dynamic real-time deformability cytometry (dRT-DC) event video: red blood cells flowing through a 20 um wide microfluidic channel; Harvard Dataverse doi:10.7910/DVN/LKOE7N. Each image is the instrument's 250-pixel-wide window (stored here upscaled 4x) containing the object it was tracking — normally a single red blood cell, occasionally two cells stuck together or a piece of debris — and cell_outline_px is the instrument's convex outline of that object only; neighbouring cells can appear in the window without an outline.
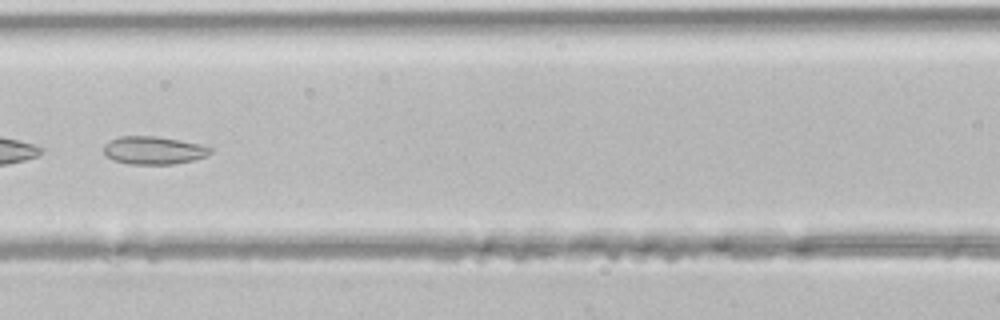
{"species": "common noctule bat (a hibernating species)", "species_latin": "Nyctalus noctula", "temperature_condition": "room temperature", "stored_images_in_passage": 41, "camera_frame_rate_fps": 3000, "um_per_image_px": 0.085, "animal": {"sex": "male", "body_mass_g": 21.5, "forearm_length_mm": 52.0}, "frame": {"image": 1, "passage_image": 18, "time_ms": 5.667, "image_size_px": [1000, 320], "cell_outline_px": [[212, 152], [208, 156], [192, 160], [172, 164], [128, 164], [116, 160], [108, 156], [104, 152], [104, 144], [120, 136], [156, 136], [200, 144], [212, 148]], "centroid_in_image_um": [13.09, 12.77], "position_along_channel_um": 153.5, "area_um2": 17.17}}